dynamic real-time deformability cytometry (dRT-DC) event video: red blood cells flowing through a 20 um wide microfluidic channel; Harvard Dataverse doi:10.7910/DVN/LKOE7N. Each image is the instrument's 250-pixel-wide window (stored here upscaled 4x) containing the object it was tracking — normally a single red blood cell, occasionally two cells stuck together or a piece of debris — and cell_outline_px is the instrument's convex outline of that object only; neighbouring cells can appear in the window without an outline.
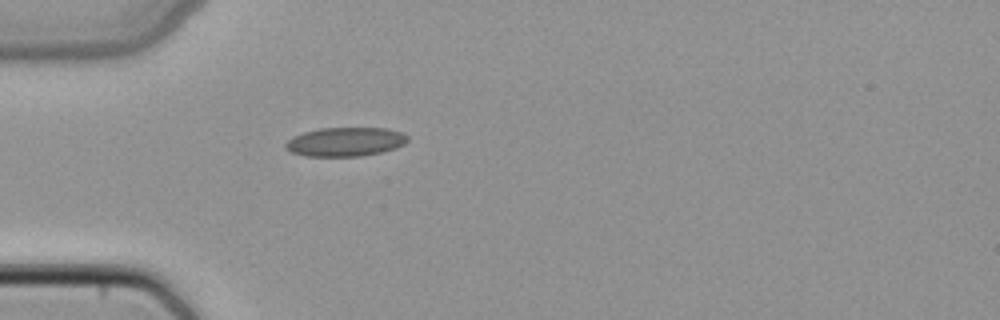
{"species": "common noctule bat (a hibernating species)", "species_latin": "Nyctalus noctula", "temperature_condition": "cold", "stored_images_in_passage": 35, "camera_frame_rate_fps": 3000, "um_per_image_px": 0.085, "animal": {"sex": "female", "body_mass_g": 22.7, "forearm_length_mm": 54.2}, "frame": {"image": 1, "passage_image": 1, "time_ms": 0.0, "image_size_px": [1000, 320], "cell_outline_px": [[408, 140], [404, 144], [396, 148], [380, 152], [360, 156], [304, 156], [292, 152], [284, 148], [284, 144], [292, 136], [304, 132], [320, 128], [384, 128], [400, 132], [408, 136]], "centroid_in_image_um": [29.32, 12.05], "position_along_channel_um": 55.7, "area_um2": 20.58}}
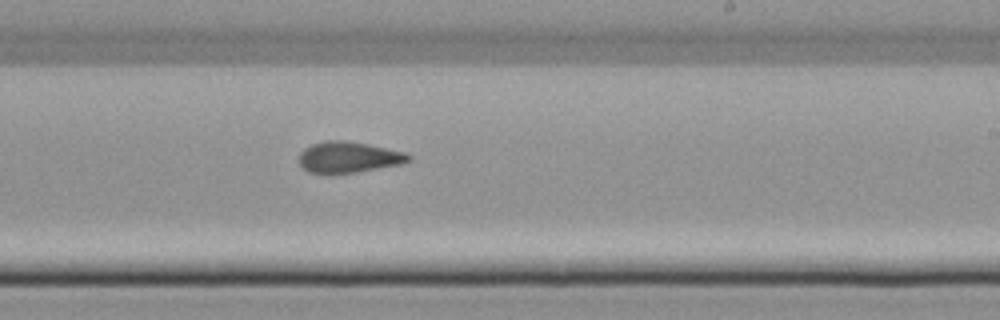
{"frame": {"image": 2, "passage_image": 16, "time_ms": 5.0, "image_size_px": [1000, 320], "cell_outline_px": [[412, 160], [400, 164], [356, 172], [308, 172], [300, 164], [300, 152], [304, 148], [312, 144], [324, 140], [344, 140], [368, 144], [408, 152], [412, 156]], "centroid_in_image_um": [29.68, 13.33], "position_along_channel_um": 259.3, "area_um2": 19.65}}
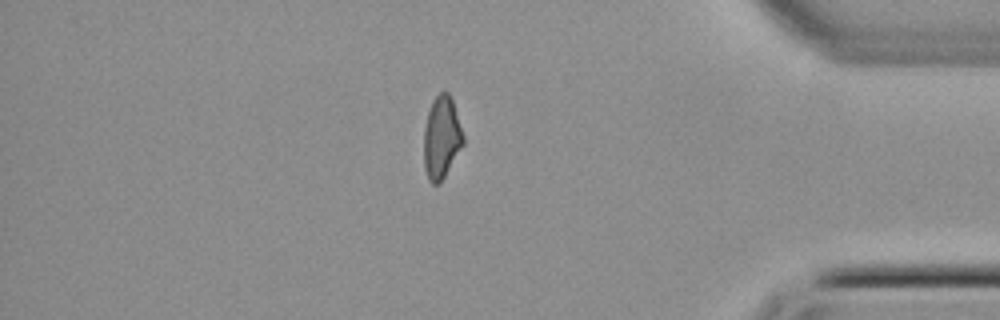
{"frame": {"image": 3, "passage_image": 28, "time_ms": 9.0, "image_size_px": [1000, 320], "cell_outline_px": [[464, 144], [440, 184], [432, 184], [428, 180], [424, 168], [424, 128], [428, 112], [432, 100], [440, 92], [448, 92], [452, 100], [464, 136]], "centroid_in_image_um": [37.52, 11.72], "position_along_channel_um": 397.7, "area_um2": 18.96}}